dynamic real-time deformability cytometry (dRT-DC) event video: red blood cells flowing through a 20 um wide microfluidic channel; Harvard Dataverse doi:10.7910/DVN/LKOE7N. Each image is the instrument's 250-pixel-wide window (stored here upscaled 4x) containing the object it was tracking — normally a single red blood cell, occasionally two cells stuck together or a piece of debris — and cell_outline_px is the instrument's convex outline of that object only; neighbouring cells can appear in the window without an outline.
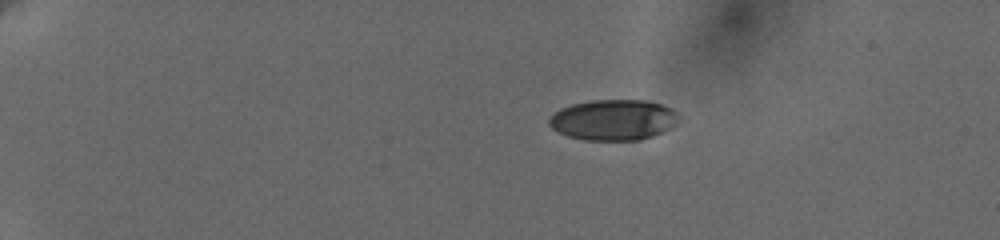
{"species": "human", "species_latin": "Homo sapiens", "temperature_condition": "cold", "stored_images_in_passage": 14, "camera_frame_rate_fps": 3000, "um_per_image_px": 0.085, "donor": {"sex": "female"}, "frame": {"image": 1, "passage_image": 1, "time_ms": 0.0, "image_size_px": [1000, 240], "cell_outline_px": [[676, 124], [652, 136], [640, 140], [584, 140], [568, 136], [552, 128], [548, 124], [548, 120], [560, 108], [572, 104], [592, 100], [648, 100], [660, 104], [676, 112]], "centroid_in_image_um": [52.1, 10.19], "position_along_channel_um": 32.9, "area_um2": 30.4}}
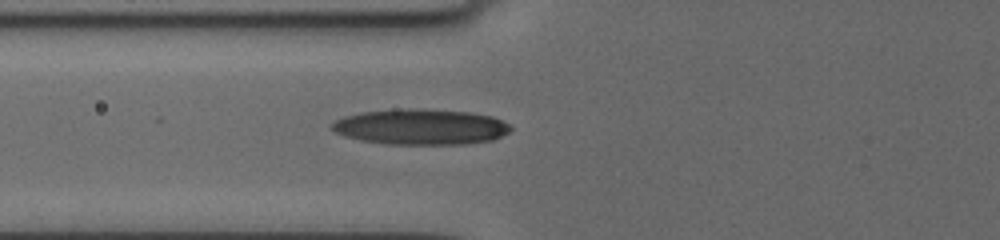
{"frame": {"image": 2, "passage_image": 14, "time_ms": 4.333, "image_size_px": [1000, 240], "cell_outline_px": [[512, 128], [508, 132], [492, 140], [468, 144], [388, 144], [360, 140], [344, 136], [336, 132], [332, 128], [332, 124], [336, 120], [344, 116], [360, 112], [408, 108], [420, 108], [468, 112], [492, 116], [508, 124]], "centroid_in_image_um": [35.75, 10.78], "position_along_channel_um": 90.0, "area_um2": 37.05}}